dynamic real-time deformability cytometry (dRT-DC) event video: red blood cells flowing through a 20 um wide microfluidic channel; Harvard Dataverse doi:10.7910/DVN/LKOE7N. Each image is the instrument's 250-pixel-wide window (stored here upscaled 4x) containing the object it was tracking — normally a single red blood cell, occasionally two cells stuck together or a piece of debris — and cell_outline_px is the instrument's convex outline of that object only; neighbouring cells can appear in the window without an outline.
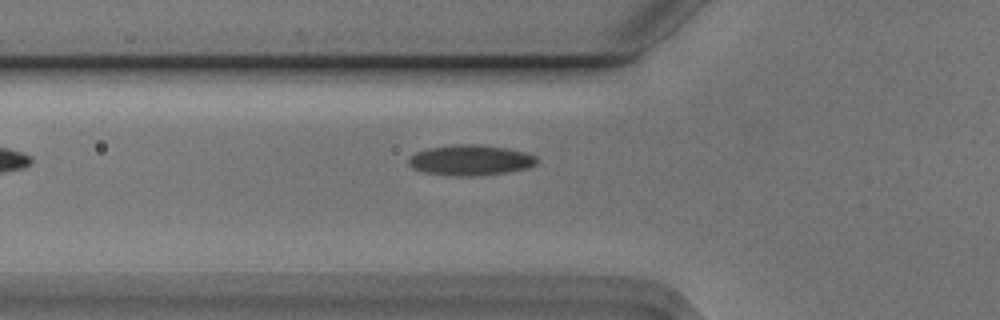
{"species": "Egyptian fruit bat (a non-hibernating species)", "species_latin": "Rousettus aegyptiacus", "temperature_condition": "cold", "stored_images_in_passage": 4, "camera_frame_rate_fps": 3000, "um_per_image_px": 0.085, "animal": {"sex": "male"}, "frame": {"image": 1, "passage_image": 4, "time_ms": 1.0, "image_size_px": [1000, 320], "cell_outline_px": [[536, 164], [528, 168], [504, 172], [476, 176], [456, 176], [424, 172], [412, 168], [408, 164], [408, 160], [416, 152], [428, 148], [456, 144], [476, 144], [508, 148], [524, 152], [536, 156]], "centroid_in_image_um": [39.97, 13.61], "position_along_channel_um": 85.8, "area_um2": 22.66}}